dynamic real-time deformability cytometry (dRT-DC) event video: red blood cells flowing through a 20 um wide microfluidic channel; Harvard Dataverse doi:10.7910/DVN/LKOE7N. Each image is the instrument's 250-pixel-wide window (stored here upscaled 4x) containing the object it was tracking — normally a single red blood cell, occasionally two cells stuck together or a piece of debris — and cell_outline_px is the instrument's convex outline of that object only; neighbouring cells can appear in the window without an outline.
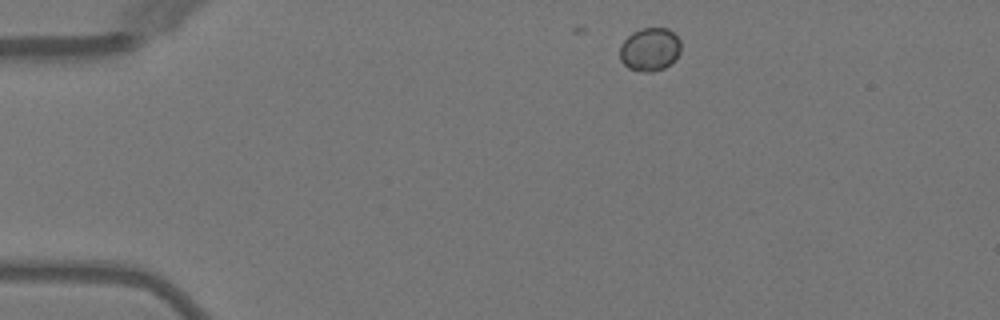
{"species": "Egyptian fruit bat (a non-hibernating species)", "species_latin": "Rousettus aegyptiacus", "temperature_condition": "warm", "stored_images_in_passage": 5, "camera_frame_rate_fps": 3000, "um_per_image_px": 0.085, "animal": {"sex": "female"}, "frame": {"image": 1, "passage_image": 1, "time_ms": 0.0, "image_size_px": [1000, 320], "cell_outline_px": [[680, 52], [664, 68], [652, 72], [644, 72], [628, 68], [620, 60], [620, 44], [632, 32], [640, 28], [668, 28], [680, 40]], "centroid_in_image_um": [55.2, 4.19], "position_along_channel_um": 29.8, "area_um2": 15.32}}
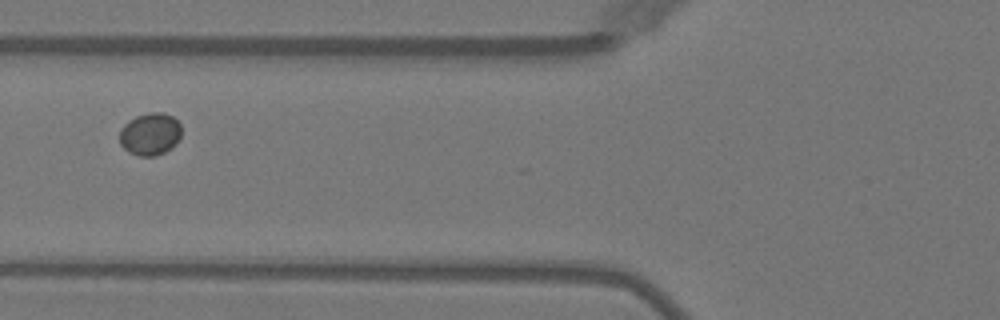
{"frame": {"image": 2, "passage_image": 4, "time_ms": 3.667, "image_size_px": [1000, 320], "cell_outline_px": [[180, 136], [176, 144], [172, 148], [156, 156], [140, 156], [128, 152], [120, 144], [120, 128], [128, 120], [136, 116], [148, 112], [160, 112], [172, 116], [180, 124]], "centroid_in_image_um": [12.74, 11.39], "position_along_channel_um": 113.1, "area_um2": 15.37}}
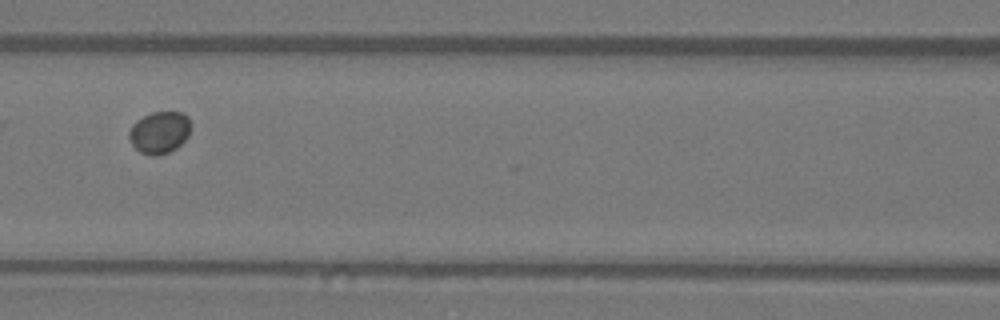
{"frame": {"image": 3, "passage_image": 5, "time_ms": 4.667, "image_size_px": [1000, 320], "cell_outline_px": [[192, 124], [188, 136], [176, 148], [168, 152], [156, 156], [152, 156], [140, 152], [132, 144], [128, 136], [128, 132], [132, 124], [136, 120], [152, 112], [180, 112], [188, 116]], "centroid_in_image_um": [13.56, 11.25], "position_along_channel_um": 153.0, "area_um2": 15.2}}